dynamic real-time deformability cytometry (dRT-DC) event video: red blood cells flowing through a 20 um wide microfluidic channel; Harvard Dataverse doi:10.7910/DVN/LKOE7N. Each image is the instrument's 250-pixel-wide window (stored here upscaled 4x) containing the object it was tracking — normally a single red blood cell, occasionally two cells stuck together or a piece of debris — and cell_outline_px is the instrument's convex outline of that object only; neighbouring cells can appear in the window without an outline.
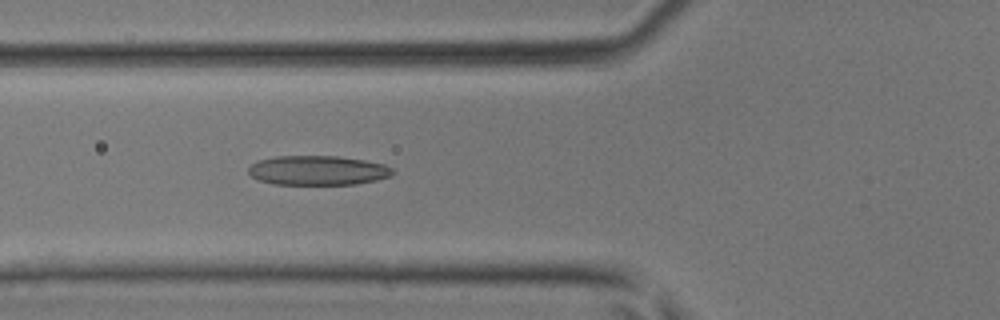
{"species": "common noctule bat (a hibernating species)", "species_latin": "Nyctalus noctula", "temperature_condition": "room temperature", "stored_images_in_passage": 45, "camera_frame_rate_fps": 3000, "um_per_image_px": 0.085, "animal": {"sex": "male", "body_mass_g": 17.9, "forearm_length_mm": 54.2}, "frame": {"image": 1, "passage_image": 18, "time_ms": 5.667, "image_size_px": [1000, 320], "cell_outline_px": [[392, 172], [388, 176], [372, 180], [348, 184], [280, 184], [264, 180], [256, 176], [252, 172], [252, 168], [256, 164], [264, 160], [288, 156], [328, 156], [360, 160], [380, 164], [388, 168]], "centroid_in_image_um": [27.07, 14.49], "position_along_channel_um": 98.7, "area_um2": 22.83}}
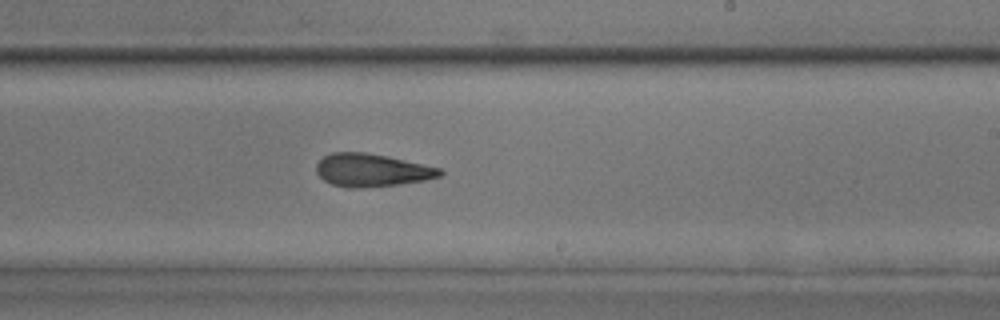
{"frame": {"image": 2, "passage_image": 28, "time_ms": 9.0, "image_size_px": [1000, 320], "cell_outline_px": [[440, 172], [436, 176], [420, 180], [392, 184], [336, 184], [320, 176], [316, 168], [320, 160], [324, 156], [336, 152], [356, 152], [384, 156], [440, 168]], "centroid_in_image_um": [31.57, 14.39], "position_along_channel_um": 257.4, "area_um2": 21.33}}
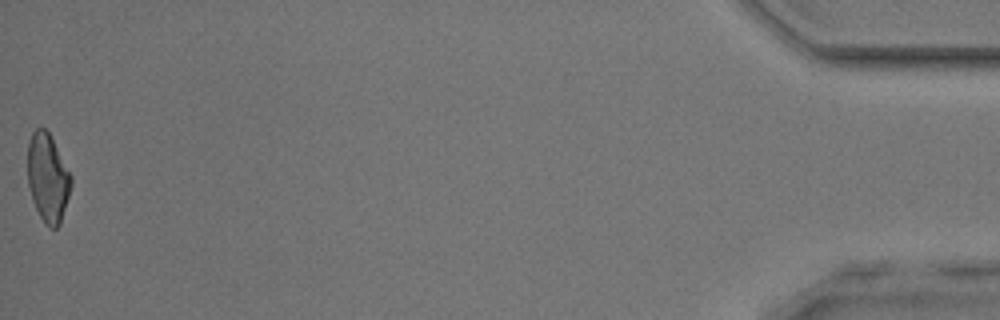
{"frame": {"image": 3, "passage_image": 45, "time_ms": 14.667, "image_size_px": [1000, 320], "cell_outline_px": [[72, 180], [68, 196], [60, 220], [56, 228], [52, 228], [44, 220], [36, 208], [32, 196], [28, 180], [28, 148], [32, 136], [36, 128], [44, 128], [48, 132]], "centroid_in_image_um": [4.04, 15.1], "position_along_channel_um": 431.2, "area_um2": 20.98}}